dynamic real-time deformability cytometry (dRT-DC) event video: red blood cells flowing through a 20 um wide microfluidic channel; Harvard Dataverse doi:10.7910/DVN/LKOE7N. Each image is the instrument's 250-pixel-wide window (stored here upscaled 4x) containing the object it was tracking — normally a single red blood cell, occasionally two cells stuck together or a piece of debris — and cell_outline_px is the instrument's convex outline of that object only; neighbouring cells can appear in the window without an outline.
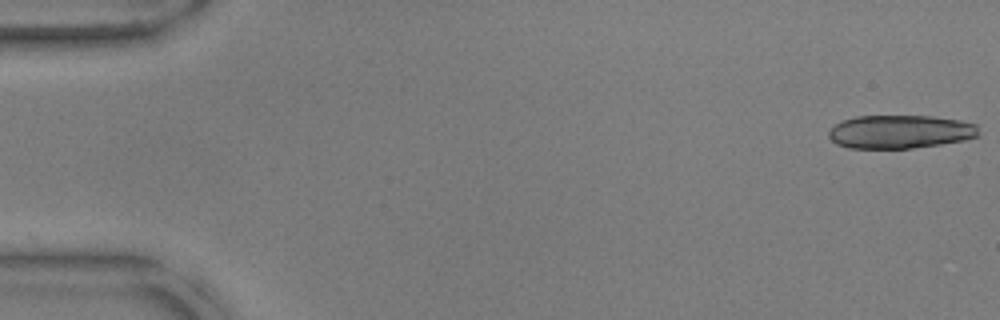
{"species": "common noctule bat (a hibernating species)", "species_latin": "Nyctalus noctula", "temperature_condition": "warm", "stored_images_in_passage": 18, "camera_frame_rate_fps": 3000, "um_per_image_px": 0.085, "animal": {"sex": "male", "body_mass_g": 17.9, "forearm_length_mm": 54.2}, "frame": {"image": 1, "passage_image": 1, "time_ms": 0.0, "image_size_px": [1000, 320], "cell_outline_px": [[980, 136], [964, 140], [940, 144], [912, 148], [848, 148], [836, 144], [828, 136], [828, 132], [840, 120], [856, 116], [932, 116], [960, 120], [976, 124]], "centroid_in_image_um": [76.51, 11.19], "position_along_channel_um": 8.5, "area_um2": 29.3}}